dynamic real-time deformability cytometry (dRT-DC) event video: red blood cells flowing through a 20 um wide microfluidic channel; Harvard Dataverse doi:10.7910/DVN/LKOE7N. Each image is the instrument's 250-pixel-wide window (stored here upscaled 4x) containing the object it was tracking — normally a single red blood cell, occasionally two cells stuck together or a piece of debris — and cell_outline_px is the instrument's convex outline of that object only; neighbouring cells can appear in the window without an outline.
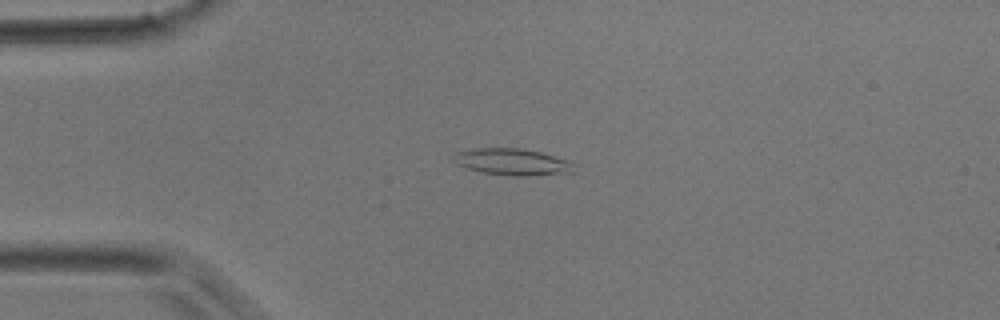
{"species": "common noctule bat (a hibernating species)", "species_latin": "Nyctalus noctula", "temperature_condition": "room temperature", "stored_images_in_passage": 36, "camera_frame_rate_fps": 3000, "um_per_image_px": 0.085, "animal": {"sex": "male", "body_mass_g": 17.9}, "frame": {"image": 1, "passage_image": 7, "time_ms": 2.0, "image_size_px": [1000, 320], "cell_outline_px": [[576, 172], [520, 176], [516, 176], [480, 172], [464, 168], [456, 164], [452, 160], [452, 156], [456, 152], [476, 148], [520, 148], [540, 152], [568, 160], [572, 164]], "centroid_in_image_um": [43.49, 13.76], "position_along_channel_um": 41.5, "area_um2": 18.73}}
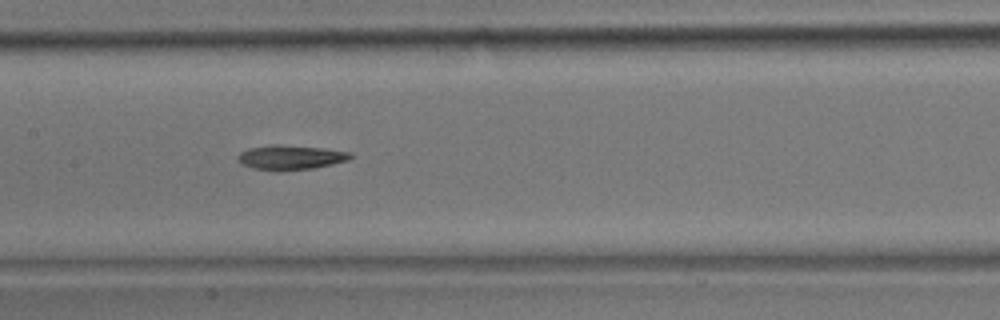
{"frame": {"image": 2, "passage_image": 17, "time_ms": 5.333, "image_size_px": [1000, 320], "cell_outline_px": [[352, 156], [348, 160], [332, 164], [312, 168], [280, 172], [252, 168], [240, 164], [236, 160], [236, 156], [240, 152], [248, 148], [272, 144], [280, 144], [324, 148], [352, 152]], "centroid_in_image_um": [24.64, 13.38], "position_along_channel_um": 182.8, "area_um2": 16.53}}
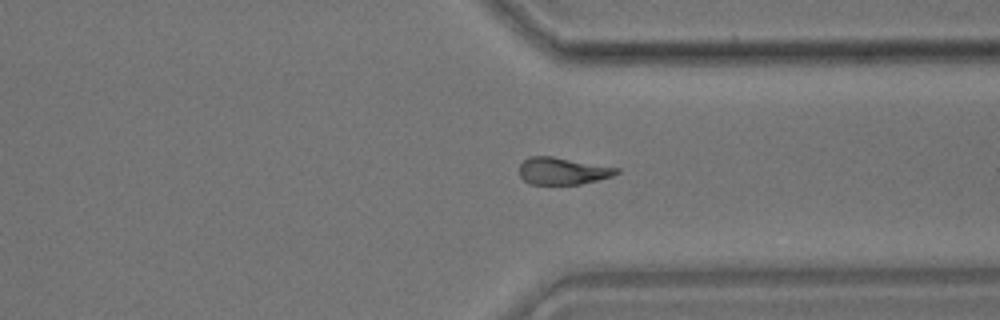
{"frame": {"image": 3, "passage_image": 28, "time_ms": 9.0, "image_size_px": [1000, 320], "cell_outline_px": [[620, 172], [612, 176], [580, 184], [528, 184], [520, 176], [520, 164], [528, 156], [552, 156], [620, 168]], "centroid_in_image_um": [47.82, 14.53], "position_along_channel_um": 363.6, "area_um2": 15.32}}